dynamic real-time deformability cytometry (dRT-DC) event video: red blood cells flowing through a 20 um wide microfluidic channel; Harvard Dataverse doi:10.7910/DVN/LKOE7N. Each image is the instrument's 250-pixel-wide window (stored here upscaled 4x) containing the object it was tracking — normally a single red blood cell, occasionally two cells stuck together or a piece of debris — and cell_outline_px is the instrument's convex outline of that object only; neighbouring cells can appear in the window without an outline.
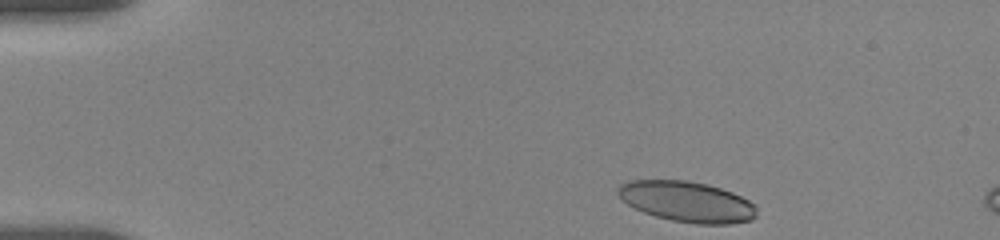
{"species": "human", "species_latin": "Homo sapiens", "temperature_condition": "room temperature", "stored_images_in_passage": 10, "camera_frame_rate_fps": 3000, "um_per_image_px": 0.085, "donor": {"sex": "female"}, "frame": {"image": 1, "passage_image": 1, "time_ms": 0.0, "image_size_px": [1000, 240], "cell_outline_px": [[756, 216], [752, 220], [728, 224], [696, 224], [672, 220], [656, 216], [644, 212], [628, 204], [616, 192], [616, 188], [620, 184], [628, 180], [688, 180], [708, 184], [732, 192], [756, 204]], "centroid_in_image_um": [58.4, 17.13], "position_along_channel_um": 26.6, "area_um2": 32.89}}